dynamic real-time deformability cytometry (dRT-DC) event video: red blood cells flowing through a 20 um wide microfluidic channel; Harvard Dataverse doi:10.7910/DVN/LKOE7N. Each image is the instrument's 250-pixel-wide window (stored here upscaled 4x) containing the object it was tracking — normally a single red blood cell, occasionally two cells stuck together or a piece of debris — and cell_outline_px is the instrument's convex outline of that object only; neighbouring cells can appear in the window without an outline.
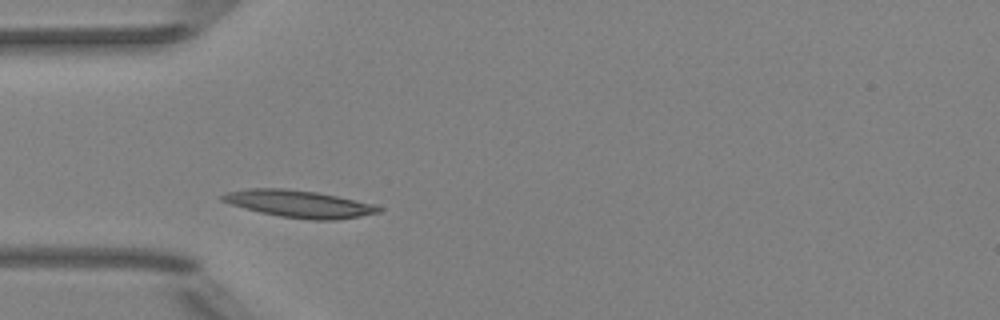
{"species": "Egyptian fruit bat (a non-hibernating species)", "species_latin": "Rousettus aegyptiacus", "temperature_condition": "room temperature", "stored_images_in_passage": 35, "camera_frame_rate_fps": 3000, "um_per_image_px": 0.085, "animal": {"sex": "female"}, "frame": {"image": 1, "passage_image": 1, "time_ms": 0.0, "image_size_px": [1000, 320], "cell_outline_px": [[384, 208], [380, 212], [360, 216], [336, 220], [312, 220], [280, 216], [260, 212], [244, 208], [220, 200], [220, 196], [228, 192], [248, 188], [284, 188], [316, 192], [336, 196], [372, 204]], "centroid_in_image_um": [25.41, 17.33], "position_along_channel_um": 59.6, "area_um2": 24.51}}
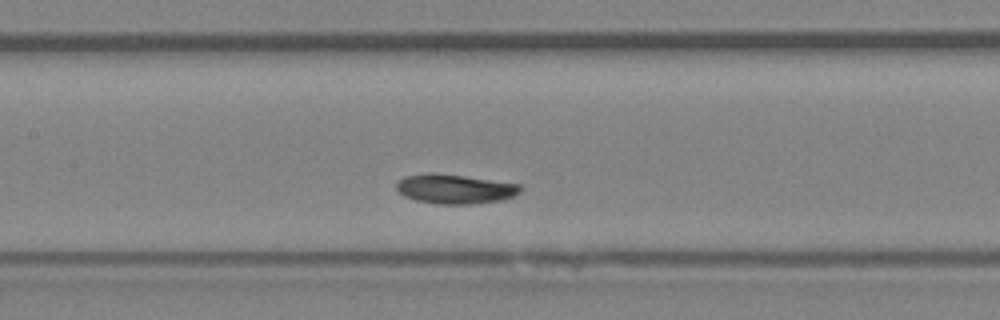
{"frame": {"image": 2, "passage_image": 10, "time_ms": 3.0, "image_size_px": [1000, 320], "cell_outline_px": [[520, 192], [516, 196], [500, 200], [472, 204], [436, 204], [416, 200], [404, 196], [396, 188], [396, 184], [404, 176], [432, 172], [464, 176], [520, 184]], "centroid_in_image_um": [38.66, 16.06], "position_along_channel_um": 168.7, "area_um2": 21.21}}
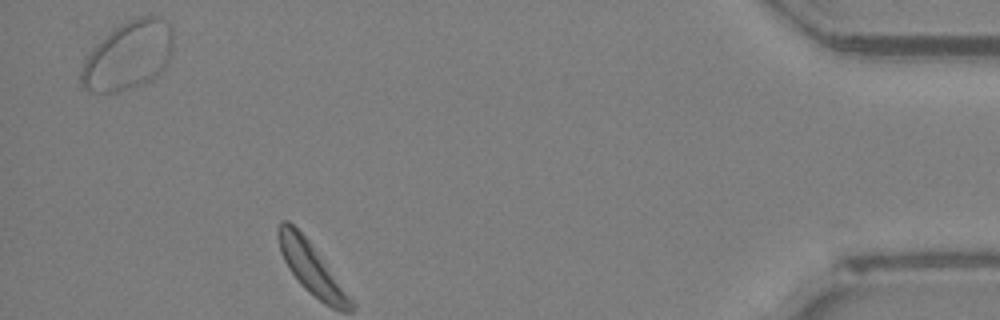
{"frame": {"image": 3, "passage_image": 34, "time_ms": 11.0, "image_size_px": [1000, 320], "cell_outline_px": [[172, 48], [168, 60], [164, 68], [152, 80], [144, 84], [116, 92], [88, 92], [80, 84], [80, 72], [84, 60], [96, 44], [100, 40], [116, 28], [140, 16], [156, 16], [168, 20], [172, 28]], "centroid_in_image_um": [10.9, 4.75], "position_along_channel_um": 424.3, "area_um2": 36.59}, "authors_computed_cell_mechanics": {"area_um2": 21.097, "velocity_mm_per_s": 3.7153, "shape_relaxation_time_tau1_ms": 1.609, "shape_relaxation_time_tau2_ms": 4.1396, "deformation_change_tau1": 0.0718, "deformation_change_tau2": 0.067}}